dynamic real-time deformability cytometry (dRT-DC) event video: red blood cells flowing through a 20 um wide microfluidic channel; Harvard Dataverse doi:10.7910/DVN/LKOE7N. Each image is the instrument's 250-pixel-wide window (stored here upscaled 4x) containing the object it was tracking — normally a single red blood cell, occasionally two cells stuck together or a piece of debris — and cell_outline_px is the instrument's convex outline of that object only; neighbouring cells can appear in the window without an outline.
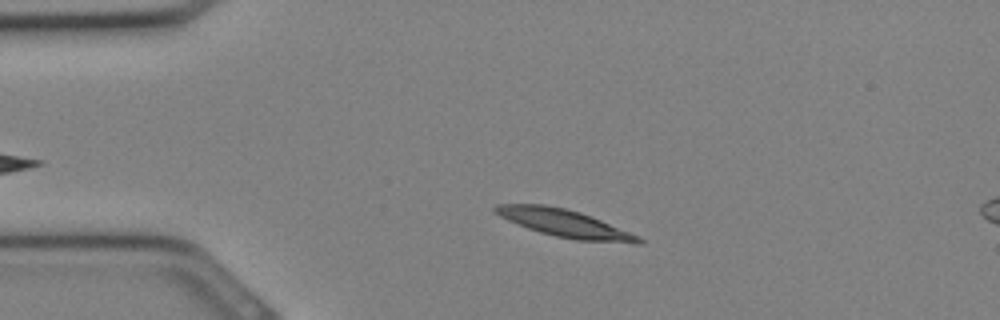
{"species": "Egyptian fruit bat (a non-hibernating species)", "species_latin": "Rousettus aegyptiacus", "temperature_condition": "cold", "stored_images_in_passage": 26, "camera_frame_rate_fps": 3000, "um_per_image_px": 0.085, "animal": {"sex": "female"}, "frame": {"image": 1, "passage_image": 4, "time_ms": 1.0, "image_size_px": [1000, 320], "cell_outline_px": [[644, 244], [636, 244], [576, 240], [556, 236], [540, 232], [528, 228], [508, 220], [492, 212], [492, 208], [496, 204], [544, 204], [564, 208], [580, 212], [640, 236], [644, 240]], "centroid_in_image_um": [48.01, 18.99], "position_along_channel_um": 37.0, "area_um2": 23.0}}
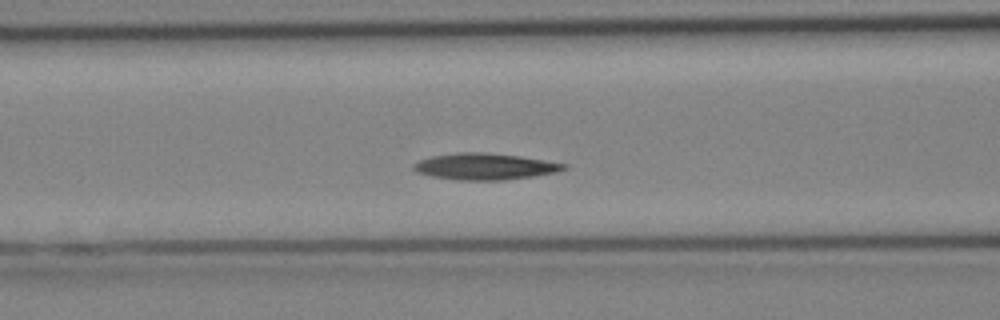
{"frame": {"image": 2, "passage_image": 10, "time_ms": 3.0, "image_size_px": [1000, 320], "cell_outline_px": [[568, 168], [556, 172], [532, 176], [504, 180], [456, 180], [432, 176], [416, 172], [412, 168], [412, 164], [420, 160], [432, 156], [456, 152], [480, 152], [520, 156], [568, 164]], "centroid_in_image_um": [41.19, 14.15], "position_along_channel_um": 125.4, "area_um2": 23.12}}
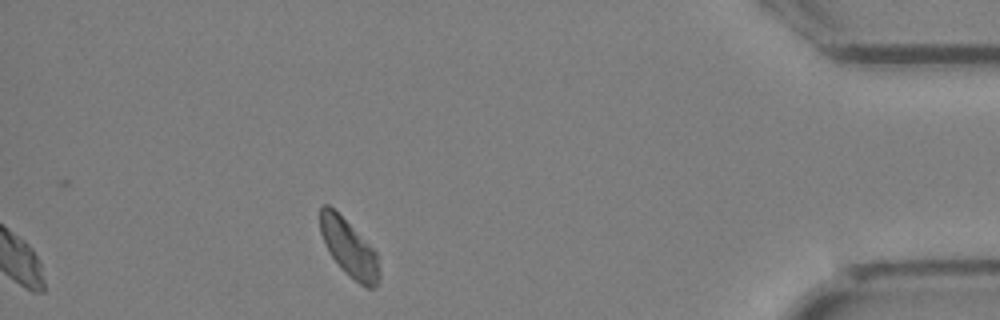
{"frame": {"image": 3, "passage_image": 26, "time_ms": 8.333, "image_size_px": [1000, 320], "cell_outline_px": [[380, 280], [372, 288], [368, 288], [360, 284], [332, 256], [324, 244], [320, 232], [320, 204], [328, 204], [376, 252], [380, 272]], "centroid_in_image_um": [29.65, 21.07], "position_along_channel_um": 405.5, "area_um2": 18.79}}